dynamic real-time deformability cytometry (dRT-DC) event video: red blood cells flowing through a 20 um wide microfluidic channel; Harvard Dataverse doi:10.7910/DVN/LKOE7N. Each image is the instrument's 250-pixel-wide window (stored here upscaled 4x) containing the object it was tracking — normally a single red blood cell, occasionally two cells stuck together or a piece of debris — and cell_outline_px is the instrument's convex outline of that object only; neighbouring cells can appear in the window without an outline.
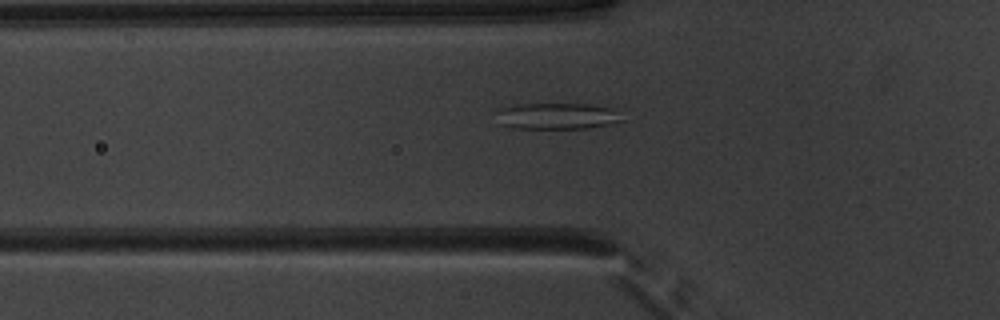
{"species": "common noctule bat (a hibernating species)", "species_latin": "Nyctalus noctula", "temperature_condition": "warm", "stored_images_in_passage": 51, "camera_frame_rate_fps": 3000, "um_per_image_px": 0.085, "animal": {"sex": "male", "body_mass_g": 20.1, "forearm_length_mm": 53.5}, "frame": {"image": 1, "passage_image": 18, "time_ms": 5.667, "image_size_px": [1000, 320], "cell_outline_px": [[620, 120], [608, 124], [588, 128], [512, 128], [500, 124], [496, 112], [500, 108], [516, 104], [588, 104], [612, 108]], "centroid_in_image_um": [47.24, 9.86], "position_along_channel_um": 78.6, "area_um2": 18.9}}
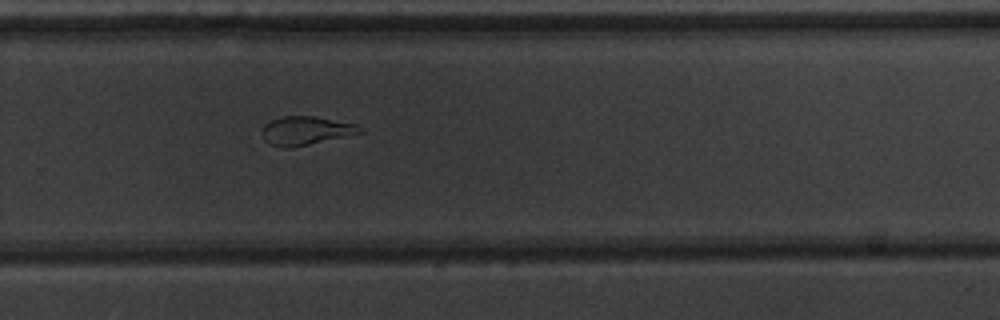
{"frame": {"image": 2, "passage_image": 35, "time_ms": 11.333, "image_size_px": [1000, 320], "cell_outline_px": [[368, 132], [292, 148], [280, 148], [268, 144], [264, 140], [264, 124], [272, 120], [284, 116], [316, 116], [356, 124]], "centroid_in_image_um": [26.06, 11.12], "position_along_channel_um": 303.7, "area_um2": 16.59}}
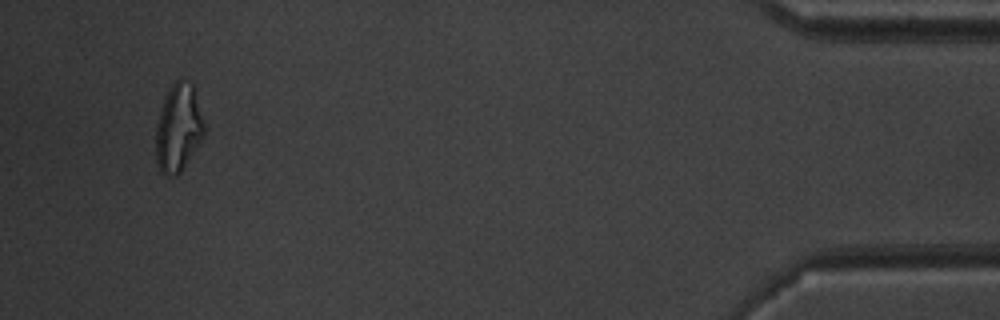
{"frame": {"image": 3, "passage_image": 49, "time_ms": 16.0, "image_size_px": [1000, 320], "cell_outline_px": [[204, 136], [180, 172], [176, 176], [168, 176], [160, 172], [156, 164], [156, 124], [164, 96], [172, 84], [180, 76], [192, 84], [196, 88], [204, 124]], "centroid_in_image_um": [15.16, 10.84], "position_along_channel_um": 420.0, "area_um2": 25.09}, "authors_computed_cell_mechanics": {"area_um2": 21.6172, "velocity_mm_per_s": 3.9646, "shape_relaxation_time_tau1_ms": null, "shape_relaxation_time_tau2_ms": 2.0126, "deformation_change_tau1": null, "deformation_change_tau2": 0.114}}